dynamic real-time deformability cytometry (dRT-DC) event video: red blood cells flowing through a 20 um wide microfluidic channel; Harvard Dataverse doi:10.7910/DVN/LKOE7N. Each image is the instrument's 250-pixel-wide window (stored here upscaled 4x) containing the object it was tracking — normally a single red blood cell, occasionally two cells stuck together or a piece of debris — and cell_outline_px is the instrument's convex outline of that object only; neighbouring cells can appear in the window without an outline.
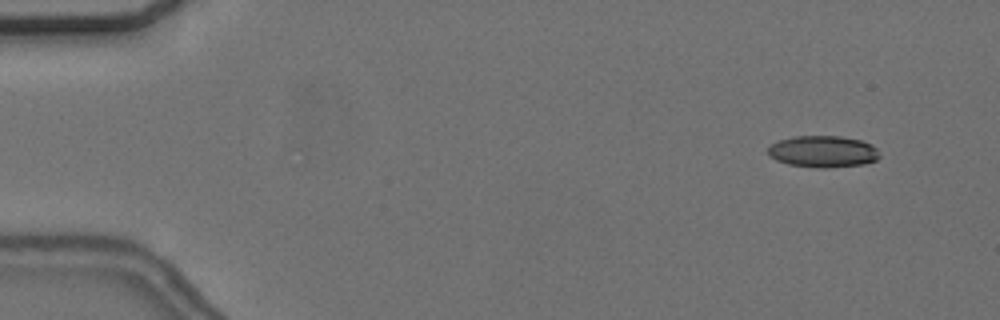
{"species": "common noctule bat (a hibernating species)", "species_latin": "Nyctalus noctula", "temperature_condition": "cold", "stored_images_in_passage": 56, "camera_frame_rate_fps": 3000, "um_per_image_px": 0.085, "animal": {"sex": "female", "body_mass_g": 24.6, "forearm_length_mm": 56.2}, "frame": {"image": 1, "passage_image": 4, "time_ms": 1.0, "image_size_px": [1000, 320], "cell_outline_px": [[880, 156], [876, 160], [864, 164], [824, 168], [820, 168], [788, 164], [776, 160], [768, 156], [768, 148], [772, 144], [780, 140], [792, 136], [840, 136], [860, 140], [872, 144], [876, 148]], "centroid_in_image_um": [69.95, 12.88], "position_along_channel_um": 15.1, "area_um2": 20.58}}
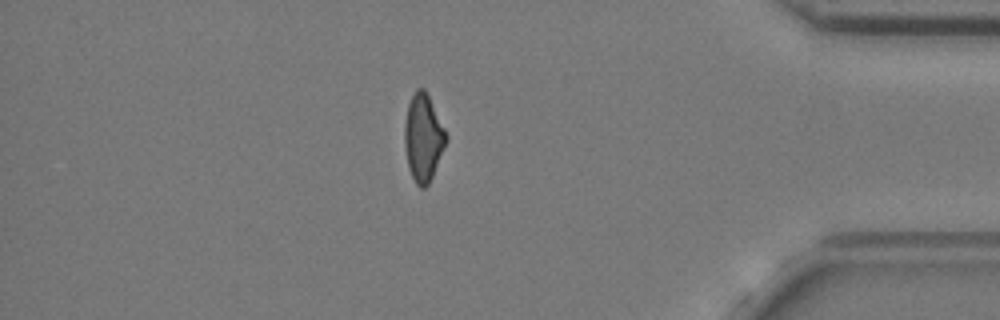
{"frame": {"image": 2, "passage_image": 48, "time_ms": 15.667, "image_size_px": [1000, 320], "cell_outline_px": [[448, 140], [432, 176], [428, 184], [424, 188], [420, 188], [416, 184], [408, 168], [404, 144], [404, 124], [408, 104], [416, 88], [424, 88], [448, 136]], "centroid_in_image_um": [35.96, 11.72], "position_along_channel_um": 399.2, "area_um2": 20.98}}
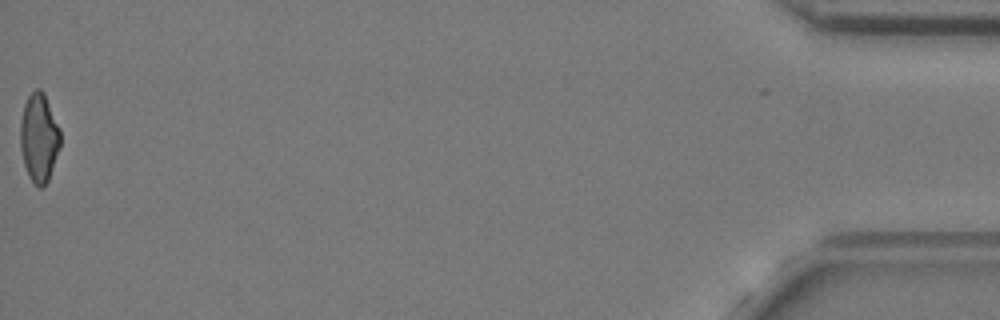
{"frame": {"image": 3, "passage_image": 56, "time_ms": 18.333, "image_size_px": [1000, 320], "cell_outline_px": [[60, 148], [48, 180], [44, 188], [40, 188], [28, 176], [24, 164], [20, 148], [20, 120], [24, 104], [28, 96], [36, 88], [40, 88], [44, 92], [60, 128]], "centroid_in_image_um": [3.32, 11.69], "position_along_channel_um": 431.9, "area_um2": 20.87}, "authors_computed_cell_mechanics": {"area_um2": 21.3282, "velocity_mm_per_s": 3.6668, "shape_relaxation_time_tau1_ms": null, "shape_relaxation_time_tau2_ms": 3.0863, "deformation_change_tau1": null, "deformation_change_tau2": 0.1187}}